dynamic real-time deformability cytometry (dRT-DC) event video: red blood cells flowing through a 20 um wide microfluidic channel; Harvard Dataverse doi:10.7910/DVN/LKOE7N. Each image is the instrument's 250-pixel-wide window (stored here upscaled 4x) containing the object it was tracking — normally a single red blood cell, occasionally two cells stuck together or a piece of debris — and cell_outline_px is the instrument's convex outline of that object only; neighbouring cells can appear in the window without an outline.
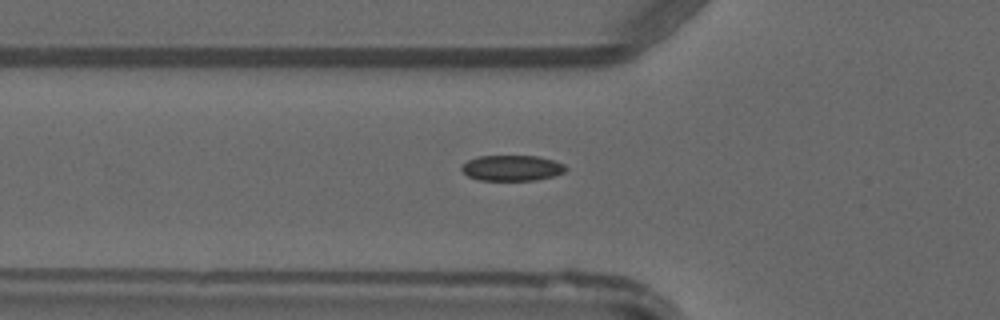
{"species": "common noctule bat (a hibernating species)", "species_latin": "Nyctalus noctula", "temperature_condition": "warm", "stored_images_in_passage": 36, "camera_frame_rate_fps": 3000, "um_per_image_px": 0.085, "animal": {"sex": "male", "forearm_length_mm": 52.5}, "frame": {"image": 1, "passage_image": 5, "time_ms": 1.333, "image_size_px": [1000, 320], "cell_outline_px": [[568, 168], [564, 172], [552, 176], [536, 180], [480, 180], [468, 176], [460, 168], [468, 160], [480, 156], [536, 156], [552, 160], [564, 164]], "centroid_in_image_um": [43.52, 14.28], "position_along_channel_um": 82.3, "area_um2": 15.37}}
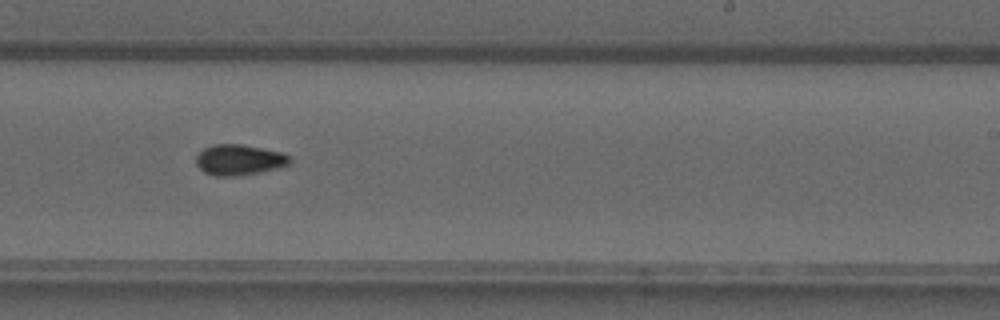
{"frame": {"image": 2, "passage_image": 18, "time_ms": 5.667, "image_size_px": [1000, 320], "cell_outline_px": [[292, 160], [288, 164], [260, 172], [236, 176], [216, 176], [204, 172], [196, 164], [196, 156], [204, 148], [212, 144], [244, 144], [280, 152], [288, 156]], "centroid_in_image_um": [20.29, 13.58], "position_along_channel_um": 268.7, "area_um2": 16.59}}
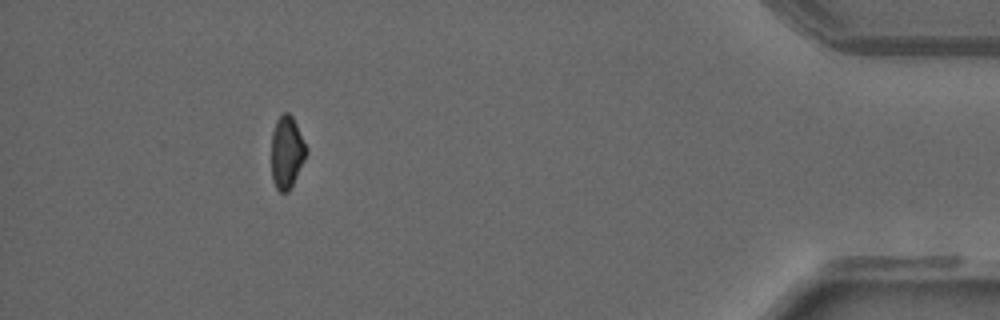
{"frame": {"image": 3, "passage_image": 32, "time_ms": 10.333, "image_size_px": [1000, 320], "cell_outline_px": [[308, 152], [288, 192], [280, 192], [276, 188], [272, 180], [272, 132], [276, 120], [284, 112], [288, 112], [292, 116], [308, 148]], "centroid_in_image_um": [24.38, 12.93], "position_along_channel_um": 410.8, "area_um2": 14.62}}